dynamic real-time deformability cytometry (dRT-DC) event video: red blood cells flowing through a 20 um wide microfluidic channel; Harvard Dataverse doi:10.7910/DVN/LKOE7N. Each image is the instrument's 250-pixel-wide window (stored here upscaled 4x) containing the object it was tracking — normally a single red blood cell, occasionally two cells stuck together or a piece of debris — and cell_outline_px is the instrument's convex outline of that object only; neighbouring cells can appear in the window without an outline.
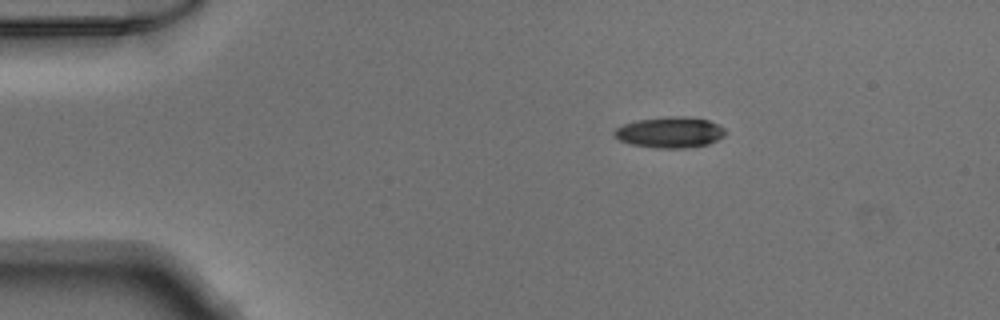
{"species": "Egyptian fruit bat (a non-hibernating species)", "species_latin": "Rousettus aegyptiacus", "temperature_condition": "warm", "stored_images_in_passage": 43, "camera_frame_rate_fps": 3000, "um_per_image_px": 0.085, "animal": {"sex": "male"}, "frame": {"image": 1, "passage_image": 1, "time_ms": 0.0, "image_size_px": [1000, 320], "cell_outline_px": [[724, 136], [708, 144], [688, 148], [656, 148], [632, 144], [620, 140], [612, 136], [612, 132], [616, 128], [624, 124], [636, 120], [668, 116], [688, 116], [708, 120], [724, 128]], "centroid_in_image_um": [56.91, 11.24], "position_along_channel_um": 28.1, "area_um2": 20.06}}
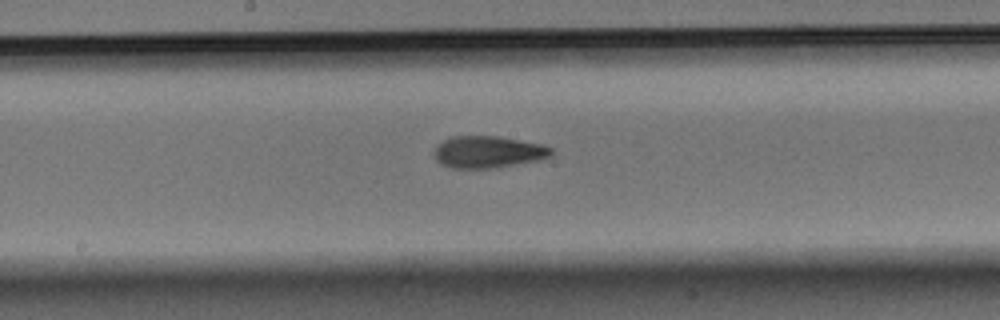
{"frame": {"image": 2, "passage_image": 19, "time_ms": 6.0, "image_size_px": [1000, 320], "cell_outline_px": [[552, 156], [536, 160], [492, 168], [452, 168], [440, 164], [436, 160], [432, 152], [436, 144], [452, 136], [496, 136], [540, 144], [552, 148]], "centroid_in_image_um": [41.4, 12.91], "position_along_channel_um": 206.8, "area_um2": 21.68}}
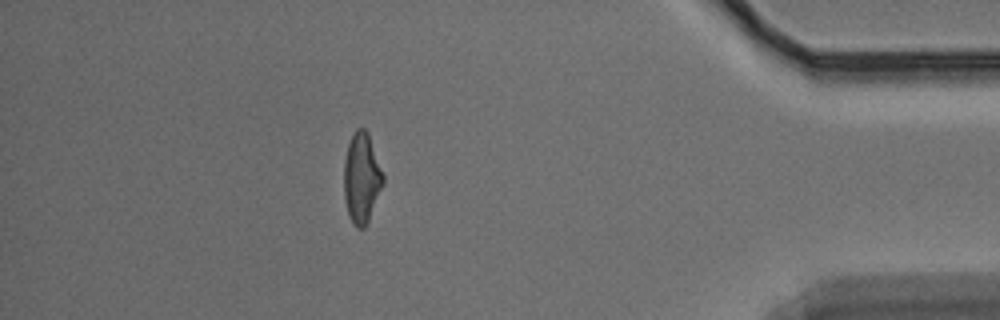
{"frame": {"image": 3, "passage_image": 37, "time_ms": 12.0, "image_size_px": [1000, 320], "cell_outline_px": [[384, 184], [368, 220], [364, 228], [356, 228], [352, 224], [348, 216], [344, 196], [344, 160], [348, 144], [356, 128], [364, 128], [368, 132], [384, 176]], "centroid_in_image_um": [30.73, 15.14], "position_along_channel_um": 404.5, "area_um2": 20.63}}